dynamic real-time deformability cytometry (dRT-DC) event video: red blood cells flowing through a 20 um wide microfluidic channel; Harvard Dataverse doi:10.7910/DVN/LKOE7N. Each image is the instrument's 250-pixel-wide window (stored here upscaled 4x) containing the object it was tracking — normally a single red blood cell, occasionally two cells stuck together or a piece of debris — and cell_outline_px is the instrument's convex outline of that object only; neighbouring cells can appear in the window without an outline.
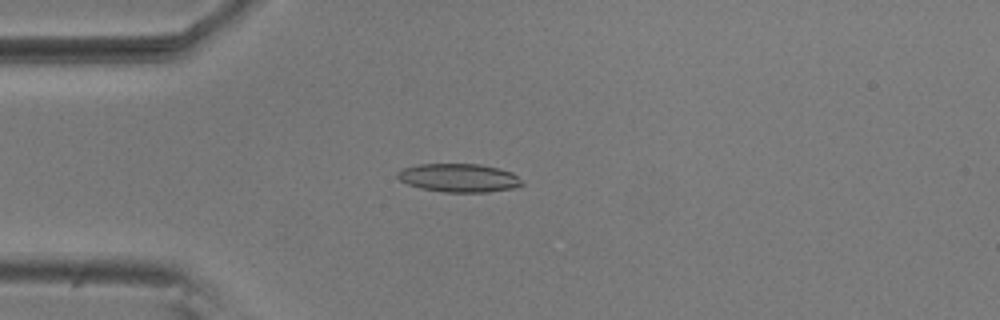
{"species": "common noctule bat (a hibernating species)", "species_latin": "Nyctalus noctula", "temperature_condition": "room temperature", "stored_images_in_passage": 55, "camera_frame_rate_fps": 3000, "um_per_image_px": 0.085, "animal": {"sex": "male", "body_mass_g": 20.5, "forearm_length_mm": 52.5}, "frame": {"image": 1, "passage_image": 14, "time_ms": 4.333, "image_size_px": [1000, 320], "cell_outline_px": [[524, 184], [520, 188], [488, 192], [444, 192], [420, 188], [408, 184], [400, 180], [396, 176], [396, 172], [400, 168], [416, 164], [480, 164], [500, 168], [512, 172]], "centroid_in_image_um": [39.01, 15.12], "position_along_channel_um": 46.0, "area_um2": 20.98}}
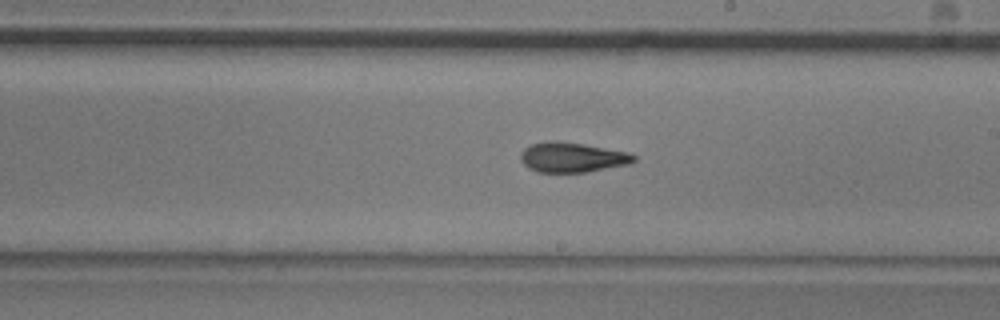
{"frame": {"image": 2, "passage_image": 31, "time_ms": 10.0, "image_size_px": [1000, 320], "cell_outline_px": [[636, 160], [632, 164], [588, 172], [536, 172], [528, 168], [520, 160], [520, 152], [524, 148], [532, 144], [552, 140], [556, 140], [584, 144], [632, 152], [636, 156]], "centroid_in_image_um": [48.68, 13.37], "position_along_channel_um": 240.3, "area_um2": 20.17}}
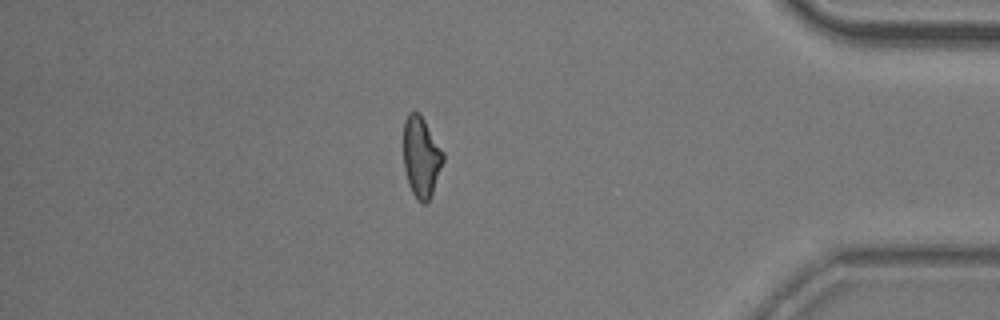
{"frame": {"image": 3, "passage_image": 47, "time_ms": 15.333, "image_size_px": [1000, 320], "cell_outline_px": [[444, 160], [432, 196], [428, 204], [420, 204], [416, 200], [408, 184], [404, 168], [404, 120], [408, 112], [416, 112], [424, 120], [444, 152]], "centroid_in_image_um": [35.81, 13.42], "position_along_channel_um": 399.4, "area_um2": 18.84}, "authors_computed_cell_mechanics": {"area_um2": 19.5942, "velocity_mm_per_s": 3.6815, "shape_relaxation_time_tau1_ms": 9.8423, "shape_relaxation_time_tau2_ms": 2.8219, "deformation_change_tau1": 0.2339, "deformation_change_tau2": 0.1104}}